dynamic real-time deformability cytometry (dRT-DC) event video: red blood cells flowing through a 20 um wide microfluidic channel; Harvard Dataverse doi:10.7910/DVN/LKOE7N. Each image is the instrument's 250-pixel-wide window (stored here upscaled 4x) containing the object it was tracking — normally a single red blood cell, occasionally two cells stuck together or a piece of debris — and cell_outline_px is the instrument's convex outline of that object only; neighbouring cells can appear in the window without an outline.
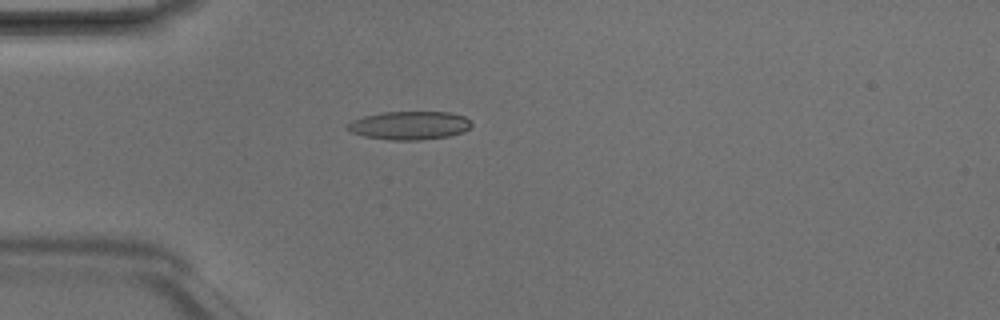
{"species": "Egyptian fruit bat (a non-hibernating species)", "species_latin": "Rousettus aegyptiacus", "temperature_condition": "room temperature", "stored_images_in_passage": 4, "camera_frame_rate_fps": 3000, "um_per_image_px": 0.085, "animal": {"sex": "male"}, "frame": {"image": 1, "passage_image": 4, "time_ms": 1.0, "image_size_px": [1000, 320], "cell_outline_px": [[472, 124], [464, 132], [448, 136], [420, 140], [388, 140], [364, 136], [352, 132], [348, 128], [348, 124], [352, 120], [364, 116], [384, 112], [448, 112], [464, 116]], "centroid_in_image_um": [34.81, 10.66], "position_along_channel_um": 50.2, "area_um2": 20.35}}